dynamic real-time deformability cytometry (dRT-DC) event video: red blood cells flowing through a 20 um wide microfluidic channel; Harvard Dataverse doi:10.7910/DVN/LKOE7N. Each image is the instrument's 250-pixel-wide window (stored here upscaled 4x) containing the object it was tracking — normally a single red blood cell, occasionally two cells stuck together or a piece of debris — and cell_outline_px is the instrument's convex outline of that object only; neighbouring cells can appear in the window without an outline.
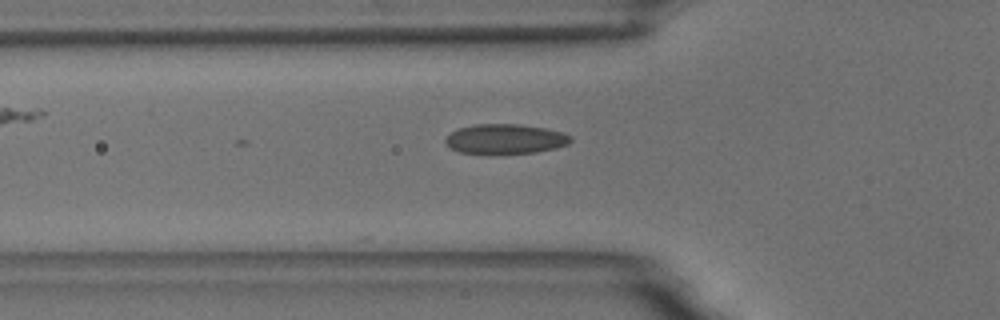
{"species": "common noctule bat (a hibernating species)", "species_latin": "Nyctalus noctula", "temperature_condition": "room temperature", "stored_images_in_passage": 3, "camera_frame_rate_fps": 3000, "um_per_image_px": 0.085, "animal": {"sex": "male", "body_mass_g": 18.8}, "frame": {"image": 1, "passage_image": 3, "time_ms": 0.667, "image_size_px": [1000, 320], "cell_outline_px": [[572, 140], [568, 144], [556, 148], [536, 152], [492, 156], [460, 152], [452, 148], [444, 140], [452, 132], [460, 128], [476, 124], [520, 124], [544, 128], [564, 132], [572, 136]], "centroid_in_image_um": [42.98, 11.84], "position_along_channel_um": 82.8, "area_um2": 22.25}}